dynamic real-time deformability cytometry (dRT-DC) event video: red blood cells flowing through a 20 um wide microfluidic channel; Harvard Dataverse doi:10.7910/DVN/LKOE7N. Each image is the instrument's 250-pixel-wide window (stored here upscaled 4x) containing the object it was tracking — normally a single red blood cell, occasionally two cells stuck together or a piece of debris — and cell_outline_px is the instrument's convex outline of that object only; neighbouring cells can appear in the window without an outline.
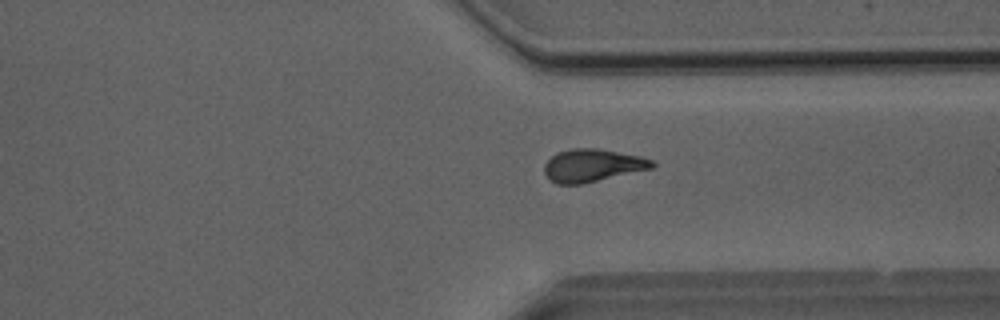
{"species": "Egyptian fruit bat (a non-hibernating species)", "species_latin": "Rousettus aegyptiacus", "temperature_condition": "room temperature", "stored_images_in_passage": 50, "camera_frame_rate_fps": 3000, "um_per_image_px": 0.085, "animal": {"sex": "male"}, "frame": {"image": 1, "passage_image": 38, "time_ms": 12.333, "image_size_px": [1000, 320], "cell_outline_px": [[656, 164], [652, 168], [580, 184], [556, 184], [548, 180], [544, 172], [544, 164], [556, 152], [572, 148], [596, 148], [640, 156], [652, 160]], "centroid_in_image_um": [50.3, 14.06], "position_along_channel_um": 361.1, "area_um2": 20.46}}
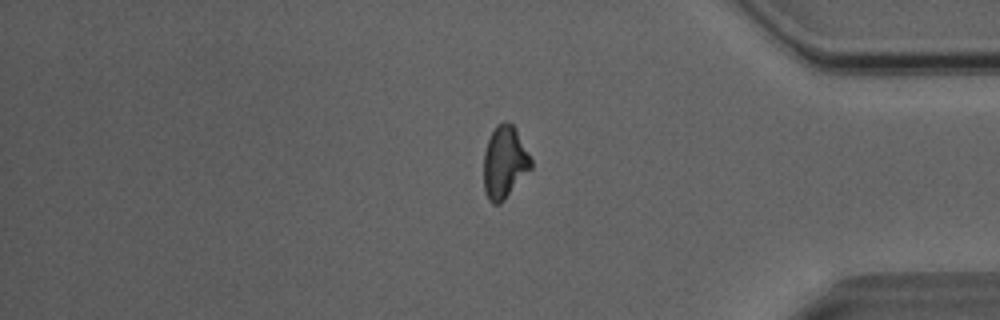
{"frame": {"image": 2, "passage_image": 42, "time_ms": 13.667, "image_size_px": [1000, 320], "cell_outline_px": [[532, 168], [504, 200], [500, 204], [492, 204], [488, 200], [484, 192], [484, 152], [488, 140], [496, 124], [504, 120], [512, 124], [516, 128], [532, 160]], "centroid_in_image_um": [42.88, 13.8], "position_along_channel_um": 392.3, "area_um2": 20.11}}
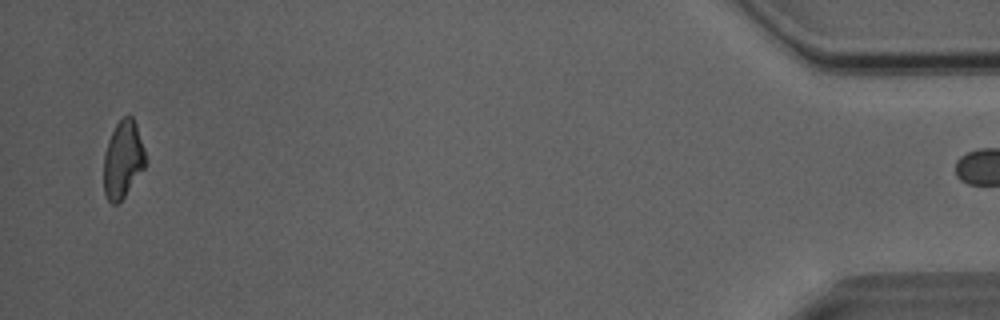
{"frame": {"image": 3, "passage_image": 49, "time_ms": 16.0, "image_size_px": [1000, 320], "cell_outline_px": [[148, 160], [144, 168], [124, 196], [116, 204], [112, 204], [108, 200], [104, 192], [104, 152], [108, 140], [116, 124], [128, 112], [132, 116], [136, 124]], "centroid_in_image_um": [10.46, 13.52], "position_along_channel_um": 424.7, "area_um2": 18.84}, "authors_computed_cell_mechanics": {"area_um2": 20.7791, "velocity_mm_per_s": 4.0832, "shape_relaxation_time_tau1_ms": null, "shape_relaxation_time_tau2_ms": 6.6653, "deformation_change_tau1": null, "deformation_change_tau2": 0.146}}